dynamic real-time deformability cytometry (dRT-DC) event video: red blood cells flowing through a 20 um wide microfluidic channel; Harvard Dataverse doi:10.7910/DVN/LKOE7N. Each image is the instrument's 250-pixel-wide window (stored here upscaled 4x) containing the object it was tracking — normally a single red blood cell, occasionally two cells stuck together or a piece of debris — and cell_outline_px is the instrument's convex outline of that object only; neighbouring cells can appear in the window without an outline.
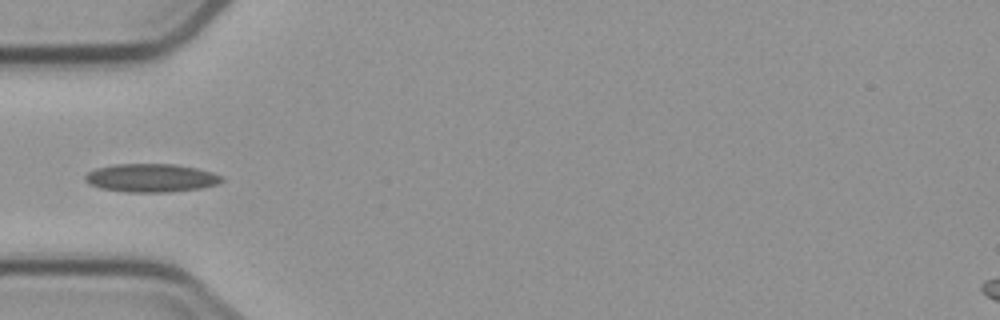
{"species": "common noctule bat (a hibernating species)", "species_latin": "Nyctalus noctula", "temperature_condition": "cold", "stored_images_in_passage": 4, "camera_frame_rate_fps": 3000, "um_per_image_px": 0.085, "animal": {"sex": "male", "body_mass_g": 23.1, "forearm_length_mm": 52.7}, "frame": {"image": 1, "passage_image": 4, "time_ms": 3.333, "image_size_px": [1000, 320], "cell_outline_px": [[224, 180], [216, 184], [200, 188], [168, 192], [124, 192], [100, 188], [88, 184], [84, 180], [84, 176], [88, 172], [96, 168], [116, 164], [176, 164], [196, 168], [212, 172], [224, 176]], "centroid_in_image_um": [12.82, 15.12], "position_along_channel_um": 72.2, "area_um2": 22.66}}